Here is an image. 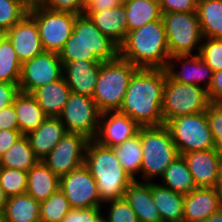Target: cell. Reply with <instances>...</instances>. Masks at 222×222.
<instances>
[{
  "label": "cell",
  "instance_id": "cell-37",
  "mask_svg": "<svg viewBox=\"0 0 222 222\" xmlns=\"http://www.w3.org/2000/svg\"><path fill=\"white\" fill-rule=\"evenodd\" d=\"M102 209H104L102 213L105 222H139L137 215L124 197L104 202Z\"/></svg>",
  "mask_w": 222,
  "mask_h": 222
},
{
  "label": "cell",
  "instance_id": "cell-13",
  "mask_svg": "<svg viewBox=\"0 0 222 222\" xmlns=\"http://www.w3.org/2000/svg\"><path fill=\"white\" fill-rule=\"evenodd\" d=\"M88 141L84 135L67 132L42 162L60 178L84 164Z\"/></svg>",
  "mask_w": 222,
  "mask_h": 222
},
{
  "label": "cell",
  "instance_id": "cell-28",
  "mask_svg": "<svg viewBox=\"0 0 222 222\" xmlns=\"http://www.w3.org/2000/svg\"><path fill=\"white\" fill-rule=\"evenodd\" d=\"M40 202L28 194L9 197L1 214L3 222H41Z\"/></svg>",
  "mask_w": 222,
  "mask_h": 222
},
{
  "label": "cell",
  "instance_id": "cell-40",
  "mask_svg": "<svg viewBox=\"0 0 222 222\" xmlns=\"http://www.w3.org/2000/svg\"><path fill=\"white\" fill-rule=\"evenodd\" d=\"M206 115L214 138L215 150L222 155V105L211 103Z\"/></svg>",
  "mask_w": 222,
  "mask_h": 222
},
{
  "label": "cell",
  "instance_id": "cell-25",
  "mask_svg": "<svg viewBox=\"0 0 222 222\" xmlns=\"http://www.w3.org/2000/svg\"><path fill=\"white\" fill-rule=\"evenodd\" d=\"M59 184L60 178L42 161H38L34 167L27 172L26 194L41 203L46 201L59 189Z\"/></svg>",
  "mask_w": 222,
  "mask_h": 222
},
{
  "label": "cell",
  "instance_id": "cell-48",
  "mask_svg": "<svg viewBox=\"0 0 222 222\" xmlns=\"http://www.w3.org/2000/svg\"><path fill=\"white\" fill-rule=\"evenodd\" d=\"M122 0H94L85 11H100L119 7Z\"/></svg>",
  "mask_w": 222,
  "mask_h": 222
},
{
  "label": "cell",
  "instance_id": "cell-24",
  "mask_svg": "<svg viewBox=\"0 0 222 222\" xmlns=\"http://www.w3.org/2000/svg\"><path fill=\"white\" fill-rule=\"evenodd\" d=\"M70 93L71 90L62 76L36 89L32 95L47 117H59Z\"/></svg>",
  "mask_w": 222,
  "mask_h": 222
},
{
  "label": "cell",
  "instance_id": "cell-8",
  "mask_svg": "<svg viewBox=\"0 0 222 222\" xmlns=\"http://www.w3.org/2000/svg\"><path fill=\"white\" fill-rule=\"evenodd\" d=\"M170 56L198 55L203 36L197 12L162 14Z\"/></svg>",
  "mask_w": 222,
  "mask_h": 222
},
{
  "label": "cell",
  "instance_id": "cell-9",
  "mask_svg": "<svg viewBox=\"0 0 222 222\" xmlns=\"http://www.w3.org/2000/svg\"><path fill=\"white\" fill-rule=\"evenodd\" d=\"M210 104L204 87L172 81L166 74L162 103L164 124L179 116L205 112Z\"/></svg>",
  "mask_w": 222,
  "mask_h": 222
},
{
  "label": "cell",
  "instance_id": "cell-38",
  "mask_svg": "<svg viewBox=\"0 0 222 222\" xmlns=\"http://www.w3.org/2000/svg\"><path fill=\"white\" fill-rule=\"evenodd\" d=\"M28 10L29 7L22 0H0V28L7 32Z\"/></svg>",
  "mask_w": 222,
  "mask_h": 222
},
{
  "label": "cell",
  "instance_id": "cell-42",
  "mask_svg": "<svg viewBox=\"0 0 222 222\" xmlns=\"http://www.w3.org/2000/svg\"><path fill=\"white\" fill-rule=\"evenodd\" d=\"M47 9L74 15L84 14L81 0H46L43 4Z\"/></svg>",
  "mask_w": 222,
  "mask_h": 222
},
{
  "label": "cell",
  "instance_id": "cell-46",
  "mask_svg": "<svg viewBox=\"0 0 222 222\" xmlns=\"http://www.w3.org/2000/svg\"><path fill=\"white\" fill-rule=\"evenodd\" d=\"M210 103H222V70L214 72L212 83L207 90Z\"/></svg>",
  "mask_w": 222,
  "mask_h": 222
},
{
  "label": "cell",
  "instance_id": "cell-11",
  "mask_svg": "<svg viewBox=\"0 0 222 222\" xmlns=\"http://www.w3.org/2000/svg\"><path fill=\"white\" fill-rule=\"evenodd\" d=\"M101 111L93 98L71 92L59 116L67 132L95 140L99 130Z\"/></svg>",
  "mask_w": 222,
  "mask_h": 222
},
{
  "label": "cell",
  "instance_id": "cell-32",
  "mask_svg": "<svg viewBox=\"0 0 222 222\" xmlns=\"http://www.w3.org/2000/svg\"><path fill=\"white\" fill-rule=\"evenodd\" d=\"M159 181H162L158 183L163 187L182 195H187L197 188L186 161L181 155L164 171Z\"/></svg>",
  "mask_w": 222,
  "mask_h": 222
},
{
  "label": "cell",
  "instance_id": "cell-36",
  "mask_svg": "<svg viewBox=\"0 0 222 222\" xmlns=\"http://www.w3.org/2000/svg\"><path fill=\"white\" fill-rule=\"evenodd\" d=\"M0 183L8 198L25 194L27 172L18 169L0 168Z\"/></svg>",
  "mask_w": 222,
  "mask_h": 222
},
{
  "label": "cell",
  "instance_id": "cell-18",
  "mask_svg": "<svg viewBox=\"0 0 222 222\" xmlns=\"http://www.w3.org/2000/svg\"><path fill=\"white\" fill-rule=\"evenodd\" d=\"M139 127L132 119L118 111L102 112L95 141L102 146L114 147L135 135Z\"/></svg>",
  "mask_w": 222,
  "mask_h": 222
},
{
  "label": "cell",
  "instance_id": "cell-27",
  "mask_svg": "<svg viewBox=\"0 0 222 222\" xmlns=\"http://www.w3.org/2000/svg\"><path fill=\"white\" fill-rule=\"evenodd\" d=\"M19 131L23 135L35 130L46 118V114L31 93L19 92L13 102Z\"/></svg>",
  "mask_w": 222,
  "mask_h": 222
},
{
  "label": "cell",
  "instance_id": "cell-16",
  "mask_svg": "<svg viewBox=\"0 0 222 222\" xmlns=\"http://www.w3.org/2000/svg\"><path fill=\"white\" fill-rule=\"evenodd\" d=\"M181 156L185 159L197 188H216L220 177L222 155L215 149H208Z\"/></svg>",
  "mask_w": 222,
  "mask_h": 222
},
{
  "label": "cell",
  "instance_id": "cell-26",
  "mask_svg": "<svg viewBox=\"0 0 222 222\" xmlns=\"http://www.w3.org/2000/svg\"><path fill=\"white\" fill-rule=\"evenodd\" d=\"M153 202L155 203L162 222H183L184 195L151 182Z\"/></svg>",
  "mask_w": 222,
  "mask_h": 222
},
{
  "label": "cell",
  "instance_id": "cell-33",
  "mask_svg": "<svg viewBox=\"0 0 222 222\" xmlns=\"http://www.w3.org/2000/svg\"><path fill=\"white\" fill-rule=\"evenodd\" d=\"M39 159L34 155L27 135H22L7 152L0 157V168L30 171Z\"/></svg>",
  "mask_w": 222,
  "mask_h": 222
},
{
  "label": "cell",
  "instance_id": "cell-21",
  "mask_svg": "<svg viewBox=\"0 0 222 222\" xmlns=\"http://www.w3.org/2000/svg\"><path fill=\"white\" fill-rule=\"evenodd\" d=\"M65 134L67 130L59 117H47L35 130L29 132L27 137L34 155L42 161Z\"/></svg>",
  "mask_w": 222,
  "mask_h": 222
},
{
  "label": "cell",
  "instance_id": "cell-4",
  "mask_svg": "<svg viewBox=\"0 0 222 222\" xmlns=\"http://www.w3.org/2000/svg\"><path fill=\"white\" fill-rule=\"evenodd\" d=\"M84 165L96 181L103 202L124 197L127 187L134 181L119 163L112 147L89 140Z\"/></svg>",
  "mask_w": 222,
  "mask_h": 222
},
{
  "label": "cell",
  "instance_id": "cell-7",
  "mask_svg": "<svg viewBox=\"0 0 222 222\" xmlns=\"http://www.w3.org/2000/svg\"><path fill=\"white\" fill-rule=\"evenodd\" d=\"M165 125L170 131L179 155L215 149L206 111L170 119Z\"/></svg>",
  "mask_w": 222,
  "mask_h": 222
},
{
  "label": "cell",
  "instance_id": "cell-35",
  "mask_svg": "<svg viewBox=\"0 0 222 222\" xmlns=\"http://www.w3.org/2000/svg\"><path fill=\"white\" fill-rule=\"evenodd\" d=\"M71 209L69 201L59 188L46 201L40 203V221L62 222Z\"/></svg>",
  "mask_w": 222,
  "mask_h": 222
},
{
  "label": "cell",
  "instance_id": "cell-39",
  "mask_svg": "<svg viewBox=\"0 0 222 222\" xmlns=\"http://www.w3.org/2000/svg\"><path fill=\"white\" fill-rule=\"evenodd\" d=\"M198 55L213 72L222 70V39L203 38Z\"/></svg>",
  "mask_w": 222,
  "mask_h": 222
},
{
  "label": "cell",
  "instance_id": "cell-51",
  "mask_svg": "<svg viewBox=\"0 0 222 222\" xmlns=\"http://www.w3.org/2000/svg\"><path fill=\"white\" fill-rule=\"evenodd\" d=\"M29 8L43 5L46 0H22Z\"/></svg>",
  "mask_w": 222,
  "mask_h": 222
},
{
  "label": "cell",
  "instance_id": "cell-5",
  "mask_svg": "<svg viewBox=\"0 0 222 222\" xmlns=\"http://www.w3.org/2000/svg\"><path fill=\"white\" fill-rule=\"evenodd\" d=\"M142 166L140 181L157 182L180 155L165 124L141 126Z\"/></svg>",
  "mask_w": 222,
  "mask_h": 222
},
{
  "label": "cell",
  "instance_id": "cell-20",
  "mask_svg": "<svg viewBox=\"0 0 222 222\" xmlns=\"http://www.w3.org/2000/svg\"><path fill=\"white\" fill-rule=\"evenodd\" d=\"M222 207L216 188H196L184 195L183 222H201Z\"/></svg>",
  "mask_w": 222,
  "mask_h": 222
},
{
  "label": "cell",
  "instance_id": "cell-12",
  "mask_svg": "<svg viewBox=\"0 0 222 222\" xmlns=\"http://www.w3.org/2000/svg\"><path fill=\"white\" fill-rule=\"evenodd\" d=\"M63 64L59 54L44 51L21 64L19 90L33 93L36 89L60 79L63 76Z\"/></svg>",
  "mask_w": 222,
  "mask_h": 222
},
{
  "label": "cell",
  "instance_id": "cell-19",
  "mask_svg": "<svg viewBox=\"0 0 222 222\" xmlns=\"http://www.w3.org/2000/svg\"><path fill=\"white\" fill-rule=\"evenodd\" d=\"M101 60L79 59L63 64V78L69 86L71 92L93 97Z\"/></svg>",
  "mask_w": 222,
  "mask_h": 222
},
{
  "label": "cell",
  "instance_id": "cell-6",
  "mask_svg": "<svg viewBox=\"0 0 222 222\" xmlns=\"http://www.w3.org/2000/svg\"><path fill=\"white\" fill-rule=\"evenodd\" d=\"M138 69L120 56L111 61L101 62L92 97L101 112L120 109L132 75Z\"/></svg>",
  "mask_w": 222,
  "mask_h": 222
},
{
  "label": "cell",
  "instance_id": "cell-22",
  "mask_svg": "<svg viewBox=\"0 0 222 222\" xmlns=\"http://www.w3.org/2000/svg\"><path fill=\"white\" fill-rule=\"evenodd\" d=\"M124 198L134 210L139 222H162L153 202L151 182L134 180L127 187Z\"/></svg>",
  "mask_w": 222,
  "mask_h": 222
},
{
  "label": "cell",
  "instance_id": "cell-1",
  "mask_svg": "<svg viewBox=\"0 0 222 222\" xmlns=\"http://www.w3.org/2000/svg\"><path fill=\"white\" fill-rule=\"evenodd\" d=\"M165 69L139 68L129 82L123 103L118 110L138 126L164 124L162 114Z\"/></svg>",
  "mask_w": 222,
  "mask_h": 222
},
{
  "label": "cell",
  "instance_id": "cell-10",
  "mask_svg": "<svg viewBox=\"0 0 222 222\" xmlns=\"http://www.w3.org/2000/svg\"><path fill=\"white\" fill-rule=\"evenodd\" d=\"M35 19L44 51L59 53L73 32L77 15L47 9L43 5L29 8Z\"/></svg>",
  "mask_w": 222,
  "mask_h": 222
},
{
  "label": "cell",
  "instance_id": "cell-15",
  "mask_svg": "<svg viewBox=\"0 0 222 222\" xmlns=\"http://www.w3.org/2000/svg\"><path fill=\"white\" fill-rule=\"evenodd\" d=\"M165 71L172 81L199 85L206 90L209 89L214 74L213 70L199 55L171 56L167 62Z\"/></svg>",
  "mask_w": 222,
  "mask_h": 222
},
{
  "label": "cell",
  "instance_id": "cell-52",
  "mask_svg": "<svg viewBox=\"0 0 222 222\" xmlns=\"http://www.w3.org/2000/svg\"><path fill=\"white\" fill-rule=\"evenodd\" d=\"M216 189L219 192L221 200H222V162H221V168H220V177H219Z\"/></svg>",
  "mask_w": 222,
  "mask_h": 222
},
{
  "label": "cell",
  "instance_id": "cell-49",
  "mask_svg": "<svg viewBox=\"0 0 222 222\" xmlns=\"http://www.w3.org/2000/svg\"><path fill=\"white\" fill-rule=\"evenodd\" d=\"M201 222H222V207Z\"/></svg>",
  "mask_w": 222,
  "mask_h": 222
},
{
  "label": "cell",
  "instance_id": "cell-34",
  "mask_svg": "<svg viewBox=\"0 0 222 222\" xmlns=\"http://www.w3.org/2000/svg\"><path fill=\"white\" fill-rule=\"evenodd\" d=\"M21 63L10 38L6 35L0 42V82L19 84Z\"/></svg>",
  "mask_w": 222,
  "mask_h": 222
},
{
  "label": "cell",
  "instance_id": "cell-55",
  "mask_svg": "<svg viewBox=\"0 0 222 222\" xmlns=\"http://www.w3.org/2000/svg\"><path fill=\"white\" fill-rule=\"evenodd\" d=\"M130 1H133V0H122V3L124 4V3H128V2H130Z\"/></svg>",
  "mask_w": 222,
  "mask_h": 222
},
{
  "label": "cell",
  "instance_id": "cell-45",
  "mask_svg": "<svg viewBox=\"0 0 222 222\" xmlns=\"http://www.w3.org/2000/svg\"><path fill=\"white\" fill-rule=\"evenodd\" d=\"M19 92V84L0 82V110L13 104Z\"/></svg>",
  "mask_w": 222,
  "mask_h": 222
},
{
  "label": "cell",
  "instance_id": "cell-3",
  "mask_svg": "<svg viewBox=\"0 0 222 222\" xmlns=\"http://www.w3.org/2000/svg\"><path fill=\"white\" fill-rule=\"evenodd\" d=\"M58 54L62 63L79 59L106 62L119 56V46L104 35L84 13L77 15L73 32Z\"/></svg>",
  "mask_w": 222,
  "mask_h": 222
},
{
  "label": "cell",
  "instance_id": "cell-17",
  "mask_svg": "<svg viewBox=\"0 0 222 222\" xmlns=\"http://www.w3.org/2000/svg\"><path fill=\"white\" fill-rule=\"evenodd\" d=\"M20 63L44 52L35 19L27 13L7 31Z\"/></svg>",
  "mask_w": 222,
  "mask_h": 222
},
{
  "label": "cell",
  "instance_id": "cell-2",
  "mask_svg": "<svg viewBox=\"0 0 222 222\" xmlns=\"http://www.w3.org/2000/svg\"><path fill=\"white\" fill-rule=\"evenodd\" d=\"M119 56L137 68L165 69L171 56L163 20L127 32L119 46Z\"/></svg>",
  "mask_w": 222,
  "mask_h": 222
},
{
  "label": "cell",
  "instance_id": "cell-31",
  "mask_svg": "<svg viewBox=\"0 0 222 222\" xmlns=\"http://www.w3.org/2000/svg\"><path fill=\"white\" fill-rule=\"evenodd\" d=\"M196 12L203 38L222 39V0H198Z\"/></svg>",
  "mask_w": 222,
  "mask_h": 222
},
{
  "label": "cell",
  "instance_id": "cell-54",
  "mask_svg": "<svg viewBox=\"0 0 222 222\" xmlns=\"http://www.w3.org/2000/svg\"><path fill=\"white\" fill-rule=\"evenodd\" d=\"M6 35H7V32L4 29L0 28V42Z\"/></svg>",
  "mask_w": 222,
  "mask_h": 222
},
{
  "label": "cell",
  "instance_id": "cell-44",
  "mask_svg": "<svg viewBox=\"0 0 222 222\" xmlns=\"http://www.w3.org/2000/svg\"><path fill=\"white\" fill-rule=\"evenodd\" d=\"M19 130L13 104L0 110V130Z\"/></svg>",
  "mask_w": 222,
  "mask_h": 222
},
{
  "label": "cell",
  "instance_id": "cell-47",
  "mask_svg": "<svg viewBox=\"0 0 222 222\" xmlns=\"http://www.w3.org/2000/svg\"><path fill=\"white\" fill-rule=\"evenodd\" d=\"M23 134L19 130H0V157L4 155L7 150L13 146V144Z\"/></svg>",
  "mask_w": 222,
  "mask_h": 222
},
{
  "label": "cell",
  "instance_id": "cell-14",
  "mask_svg": "<svg viewBox=\"0 0 222 222\" xmlns=\"http://www.w3.org/2000/svg\"><path fill=\"white\" fill-rule=\"evenodd\" d=\"M59 188L71 208L102 207L104 203L100 198L95 179L84 164L60 177Z\"/></svg>",
  "mask_w": 222,
  "mask_h": 222
},
{
  "label": "cell",
  "instance_id": "cell-30",
  "mask_svg": "<svg viewBox=\"0 0 222 222\" xmlns=\"http://www.w3.org/2000/svg\"><path fill=\"white\" fill-rule=\"evenodd\" d=\"M124 6L127 32L162 19L160 0H133L124 3Z\"/></svg>",
  "mask_w": 222,
  "mask_h": 222
},
{
  "label": "cell",
  "instance_id": "cell-23",
  "mask_svg": "<svg viewBox=\"0 0 222 222\" xmlns=\"http://www.w3.org/2000/svg\"><path fill=\"white\" fill-rule=\"evenodd\" d=\"M94 25L118 46L127 36L125 6L121 4L113 9L84 12Z\"/></svg>",
  "mask_w": 222,
  "mask_h": 222
},
{
  "label": "cell",
  "instance_id": "cell-53",
  "mask_svg": "<svg viewBox=\"0 0 222 222\" xmlns=\"http://www.w3.org/2000/svg\"><path fill=\"white\" fill-rule=\"evenodd\" d=\"M94 0H81L83 9L85 10Z\"/></svg>",
  "mask_w": 222,
  "mask_h": 222
},
{
  "label": "cell",
  "instance_id": "cell-41",
  "mask_svg": "<svg viewBox=\"0 0 222 222\" xmlns=\"http://www.w3.org/2000/svg\"><path fill=\"white\" fill-rule=\"evenodd\" d=\"M102 207L72 208L62 222H105Z\"/></svg>",
  "mask_w": 222,
  "mask_h": 222
},
{
  "label": "cell",
  "instance_id": "cell-43",
  "mask_svg": "<svg viewBox=\"0 0 222 222\" xmlns=\"http://www.w3.org/2000/svg\"><path fill=\"white\" fill-rule=\"evenodd\" d=\"M198 0H160L161 13L196 12Z\"/></svg>",
  "mask_w": 222,
  "mask_h": 222
},
{
  "label": "cell",
  "instance_id": "cell-50",
  "mask_svg": "<svg viewBox=\"0 0 222 222\" xmlns=\"http://www.w3.org/2000/svg\"><path fill=\"white\" fill-rule=\"evenodd\" d=\"M7 200H8V197L6 196L4 190L1 187V183H0V215L4 211Z\"/></svg>",
  "mask_w": 222,
  "mask_h": 222
},
{
  "label": "cell",
  "instance_id": "cell-29",
  "mask_svg": "<svg viewBox=\"0 0 222 222\" xmlns=\"http://www.w3.org/2000/svg\"><path fill=\"white\" fill-rule=\"evenodd\" d=\"M119 163L133 179L140 181L142 166V141L140 136V127L138 132L125 142L112 147Z\"/></svg>",
  "mask_w": 222,
  "mask_h": 222
}]
</instances>
